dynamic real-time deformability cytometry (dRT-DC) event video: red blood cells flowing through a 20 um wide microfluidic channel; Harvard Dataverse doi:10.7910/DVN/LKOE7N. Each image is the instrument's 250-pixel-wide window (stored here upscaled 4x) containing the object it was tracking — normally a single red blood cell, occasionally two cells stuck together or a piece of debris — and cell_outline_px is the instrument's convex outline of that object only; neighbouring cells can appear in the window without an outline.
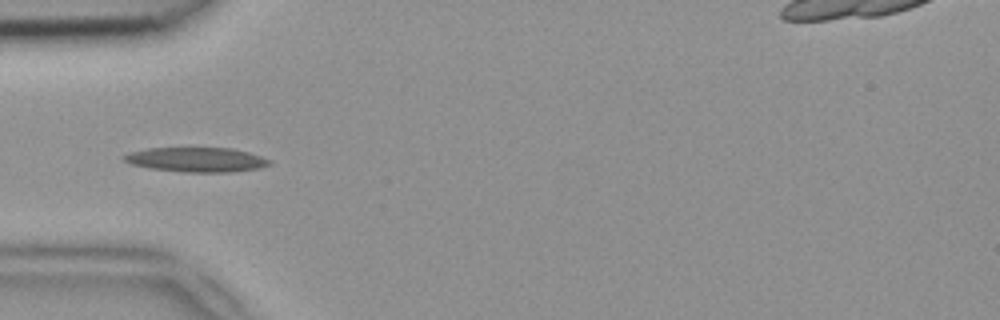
{"species": "common noctule bat (a hibernating species)", "species_latin": "Nyctalus noctula", "temperature_condition": "room temperature", "stored_images_in_passage": 38, "segment_of_instrument_passage": [1, 2], "camera_frame_rate_fps": 3000, "um_per_image_px": 0.085, "animal": {"sex": "female", "body_mass_g": 18.4}, "frame": {"image": 1, "passage_image": 3, "time_ms": 0.667, "image_size_px": [1000, 320], "cell_outline_px": [[272, 164], [260, 168], [232, 172], [184, 172], [148, 168], [128, 164], [120, 156], [128, 152], [148, 148], [232, 148], [248, 152], [272, 160]], "centroid_in_image_um": [16.67, 13.57], "position_along_channel_um": 68.3, "area_um2": 21.1}}
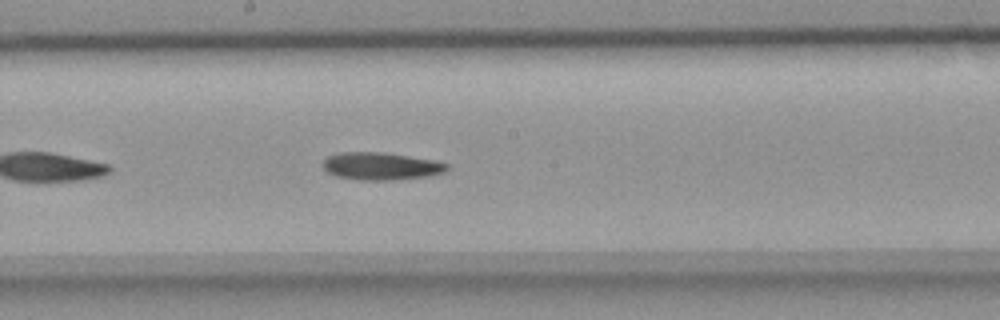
{"frame": {"image": 2, "passage_image": 14, "time_ms": 4.333, "image_size_px": [1000, 320], "cell_outline_px": [[448, 168], [444, 172], [428, 176], [392, 180], [364, 180], [336, 176], [328, 172], [324, 168], [324, 160], [328, 156], [340, 152], [384, 152], [436, 160], [448, 164]], "centroid_in_image_um": [32.41, 14.11], "position_along_channel_um": 215.8, "area_um2": 19.83}}
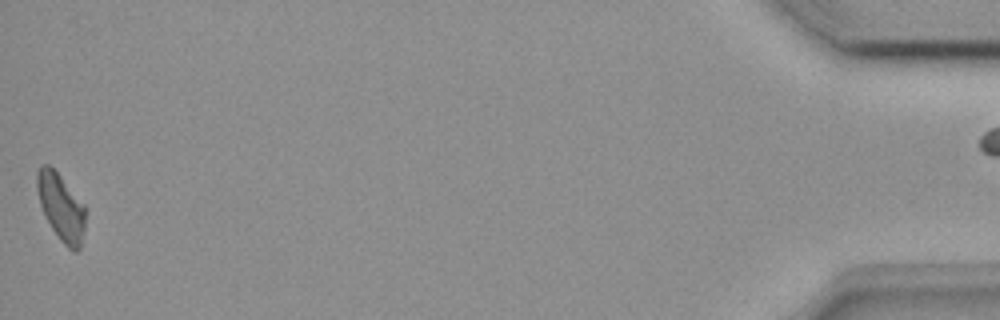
{"frame": {"image": 3, "passage_image": 37, "time_ms": 12.0, "image_size_px": [1000, 320], "cell_outline_px": [[84, 228], [80, 248], [76, 252], [72, 252], [60, 240], [44, 216], [40, 204], [36, 188], [36, 172], [44, 164], [48, 164], [60, 176], [84, 204]], "centroid_in_image_um": [5.17, 17.62], "position_along_channel_um": 430.0, "area_um2": 18.67}}